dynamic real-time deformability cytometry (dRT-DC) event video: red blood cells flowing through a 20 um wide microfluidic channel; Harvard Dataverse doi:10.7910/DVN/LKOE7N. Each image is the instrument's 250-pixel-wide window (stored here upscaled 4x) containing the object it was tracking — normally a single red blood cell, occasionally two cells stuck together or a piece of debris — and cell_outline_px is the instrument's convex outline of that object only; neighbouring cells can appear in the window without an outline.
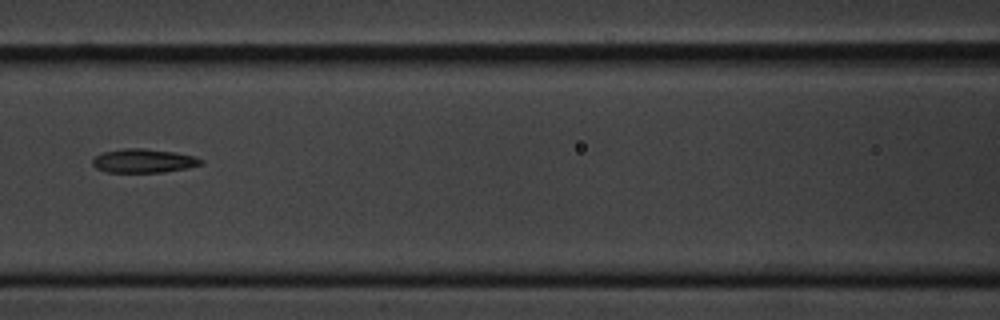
{"species": "common noctule bat (a hibernating species)", "species_latin": "Nyctalus noctula", "temperature_condition": "cold", "stored_images_in_passage": 10, "segment_of_instrument_passage": [1, 2], "camera_frame_rate_fps": 3000, "um_per_image_px": 0.085, "animal": {"sex": "male", "body_mass_g": 20.1, "forearm_length_mm": 53.5}, "frame": {"image": 1, "passage_image": 5, "time_ms": 4.667, "image_size_px": [1000, 320], "cell_outline_px": [[204, 160], [200, 164], [188, 168], [164, 172], [108, 172], [96, 168], [92, 164], [92, 160], [96, 156], [104, 152], [124, 148], [144, 148], [176, 152], [192, 156]], "centroid_in_image_um": [12.2, 13.67], "position_along_channel_um": 154.4, "area_um2": 14.97}}
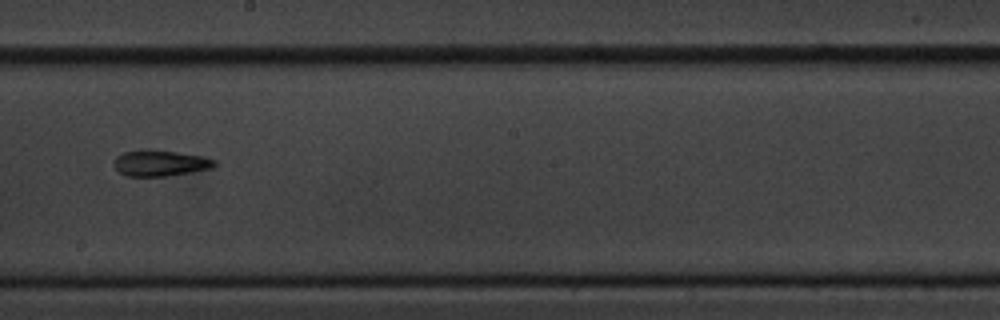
{"frame": {"image": 2, "passage_image": 7, "time_ms": 7.0, "image_size_px": [1000, 320], "cell_outline_px": [[216, 164], [212, 168], [168, 176], [128, 176], [120, 172], [112, 164], [116, 156], [124, 152], [148, 148], [176, 152], [200, 156], [216, 160]], "centroid_in_image_um": [13.58, 13.85], "position_along_channel_um": 234.6, "area_um2": 15.26}}
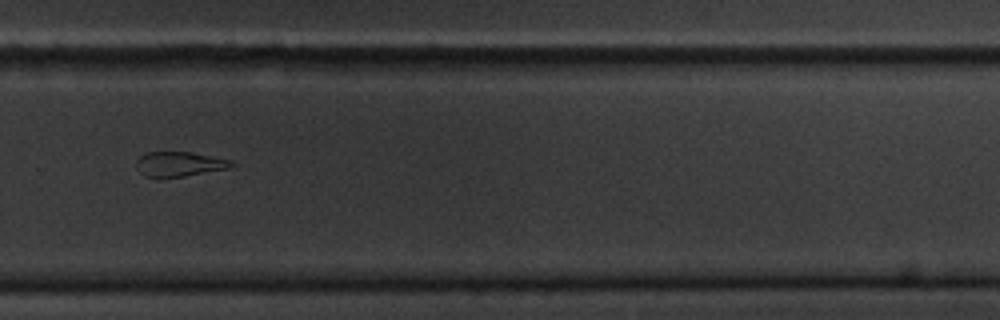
{"frame": {"image": 3, "passage_image": 9, "time_ms": 9.333, "image_size_px": [1000, 320], "cell_outline_px": [[236, 164], [228, 168], [184, 176], [144, 176], [140, 172], [136, 164], [136, 160], [140, 156], [148, 152], [192, 152], [228, 160]], "centroid_in_image_um": [15.22, 13.93], "position_along_channel_um": 314.6, "area_um2": 13.29}}